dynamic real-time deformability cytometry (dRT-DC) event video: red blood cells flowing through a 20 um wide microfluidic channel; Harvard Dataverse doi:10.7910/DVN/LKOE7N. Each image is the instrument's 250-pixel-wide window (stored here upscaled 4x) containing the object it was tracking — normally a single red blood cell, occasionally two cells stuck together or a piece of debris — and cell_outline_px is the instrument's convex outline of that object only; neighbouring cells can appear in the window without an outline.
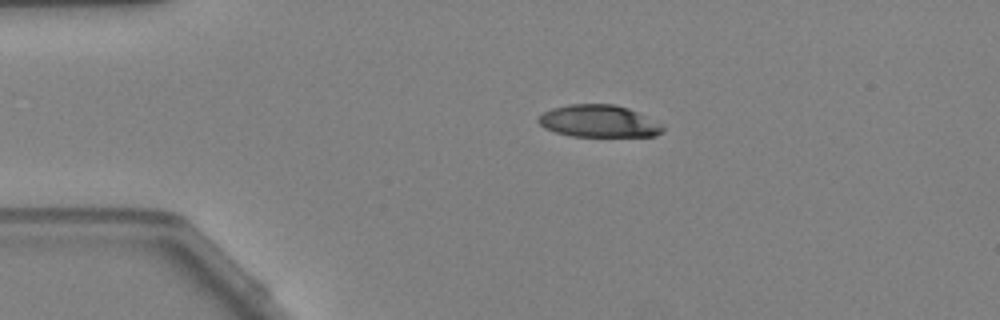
{"species": "Egyptian fruit bat (a non-hibernating species)", "species_latin": "Rousettus aegyptiacus", "temperature_condition": "warm", "stored_images_in_passage": 8, "camera_frame_rate_fps": 3000, "um_per_image_px": 0.085, "animal": {"sex": "female"}, "frame": {"image": 1, "passage_image": 1, "time_ms": 0.0, "image_size_px": [1000, 320], "cell_outline_px": [[664, 128], [656, 136], [572, 136], [556, 132], [544, 128], [536, 120], [544, 112], [552, 108], [568, 104], [612, 104], [628, 108], [664, 124]], "centroid_in_image_um": [50.9, 10.3], "position_along_channel_um": 34.1, "area_um2": 23.29}}